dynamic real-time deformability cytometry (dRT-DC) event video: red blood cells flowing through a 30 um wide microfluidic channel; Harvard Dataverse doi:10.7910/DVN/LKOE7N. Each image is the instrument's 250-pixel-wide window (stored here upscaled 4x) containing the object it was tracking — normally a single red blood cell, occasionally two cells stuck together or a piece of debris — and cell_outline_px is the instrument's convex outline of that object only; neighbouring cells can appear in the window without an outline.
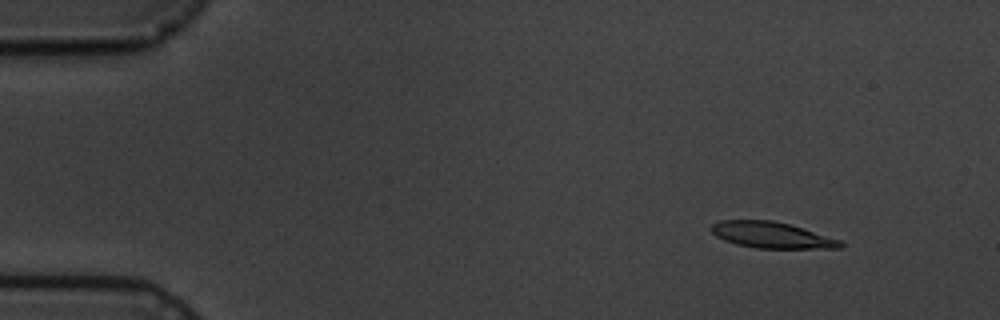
{"species": "common noctule bat (a hibernating species)", "species_latin": "Nyctalus noctula", "temperature_condition": "cold", "stored_images_in_passage": 5, "camera_frame_rate_fps": 3000, "um_per_image_px": 0.085, "animal": {"sex": "male", "body_mass_g": 19.5, "forearm_length_mm": 54.6}, "frame": {"image": 1, "passage_image": 1, "time_ms": 0.0, "image_size_px": [1000, 320], "cell_outline_px": [[844, 248], [756, 248], [736, 244], [724, 240], [716, 236], [712, 232], [712, 224], [720, 220], [772, 220], [788, 224], [840, 240], [844, 244]], "centroid_in_image_um": [65.57, 19.98], "position_along_channel_um": 19.4, "area_um2": 19.42}}
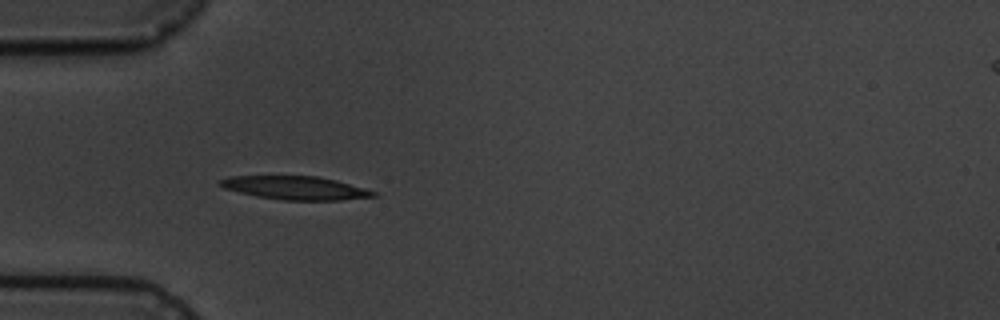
{"frame": {"image": 2, "passage_image": 4, "time_ms": 3.667, "image_size_px": [1000, 320], "cell_outline_px": [[376, 196], [340, 200], [284, 200], [256, 196], [224, 188], [216, 184], [220, 180], [228, 176], [316, 176], [336, 180], [364, 188], [376, 192]], "centroid_in_image_um": [25.07, 15.96], "position_along_channel_um": 59.9, "area_um2": 20.75}}
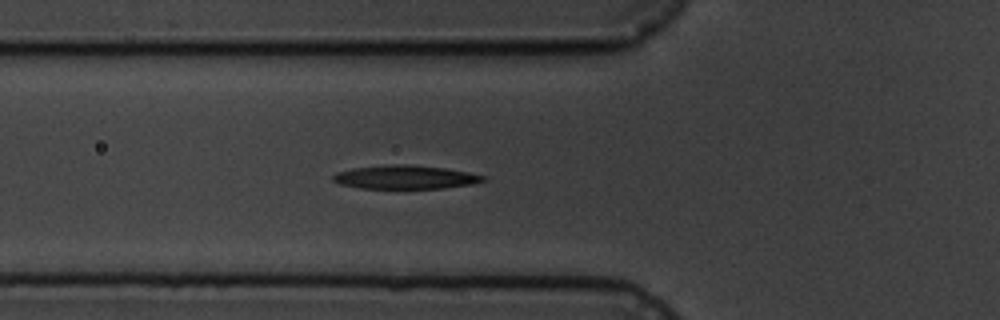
{"frame": {"image": 3, "passage_image": 5, "time_ms": 4.667, "image_size_px": [1000, 320], "cell_outline_px": [[488, 180], [472, 184], [444, 188], [360, 188], [340, 184], [332, 180], [332, 176], [336, 172], [352, 168], [392, 164], [404, 164], [444, 168], [468, 172], [484, 176]], "centroid_in_image_um": [34.43, 15.06], "position_along_channel_um": 91.4, "area_um2": 20.58}}